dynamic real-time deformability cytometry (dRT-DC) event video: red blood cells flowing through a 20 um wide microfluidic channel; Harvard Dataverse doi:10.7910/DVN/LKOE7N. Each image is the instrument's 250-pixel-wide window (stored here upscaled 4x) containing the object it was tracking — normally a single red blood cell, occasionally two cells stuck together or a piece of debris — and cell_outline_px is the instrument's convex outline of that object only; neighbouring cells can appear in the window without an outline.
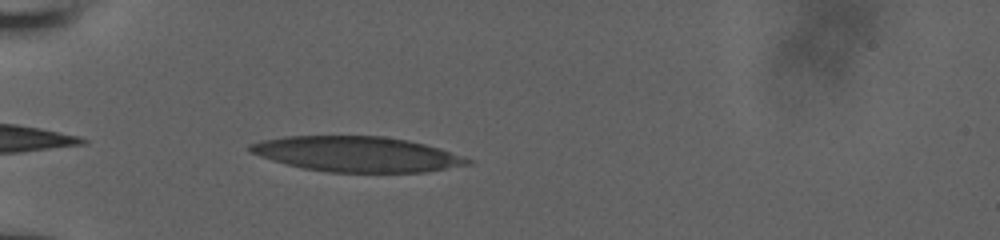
{"species": "human", "species_latin": "Homo sapiens", "temperature_condition": "room temperature", "stored_images_in_passage": 7, "camera_frame_rate_fps": 3000, "um_per_image_px": 0.085, "donor": {"sex": "male"}, "frame": {"image": 1, "passage_image": 1, "time_ms": 0.0, "image_size_px": [1000, 240], "cell_outline_px": [[472, 164], [424, 172], [328, 172], [304, 168], [272, 160], [260, 156], [252, 152], [248, 148], [248, 144], [260, 140], [284, 136], [384, 136], [408, 140], [440, 148], [472, 160]], "centroid_in_image_um": [30.33, 13.09], "position_along_channel_um": 54.7, "area_um2": 44.56}}
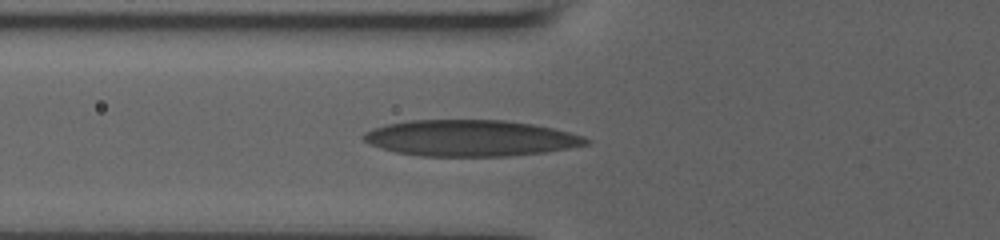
{"frame": {"image": 2, "passage_image": 4, "time_ms": 1.333, "image_size_px": [1000, 240], "cell_outline_px": [[592, 140], [588, 144], [568, 148], [544, 152], [508, 156], [420, 156], [396, 152], [380, 148], [368, 144], [360, 136], [364, 132], [372, 128], [388, 124], [408, 120], [504, 120], [532, 124], [552, 128], [584, 136]], "centroid_in_image_um": [39.95, 11.74], "position_along_channel_um": 85.9, "area_um2": 47.05}}
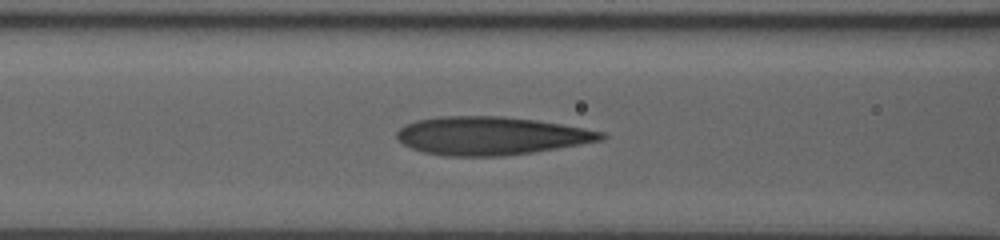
{"frame": {"image": 3, "passage_image": 6, "time_ms": 2.333, "image_size_px": [1000, 240], "cell_outline_px": [[608, 136], [604, 140], [532, 152], [504, 156], [444, 156], [420, 152], [404, 144], [396, 136], [396, 132], [404, 124], [416, 120], [440, 116], [500, 116], [536, 120], [584, 128], [604, 132]], "centroid_in_image_um": [41.71, 11.54], "position_along_channel_um": 124.9, "area_um2": 45.55}}